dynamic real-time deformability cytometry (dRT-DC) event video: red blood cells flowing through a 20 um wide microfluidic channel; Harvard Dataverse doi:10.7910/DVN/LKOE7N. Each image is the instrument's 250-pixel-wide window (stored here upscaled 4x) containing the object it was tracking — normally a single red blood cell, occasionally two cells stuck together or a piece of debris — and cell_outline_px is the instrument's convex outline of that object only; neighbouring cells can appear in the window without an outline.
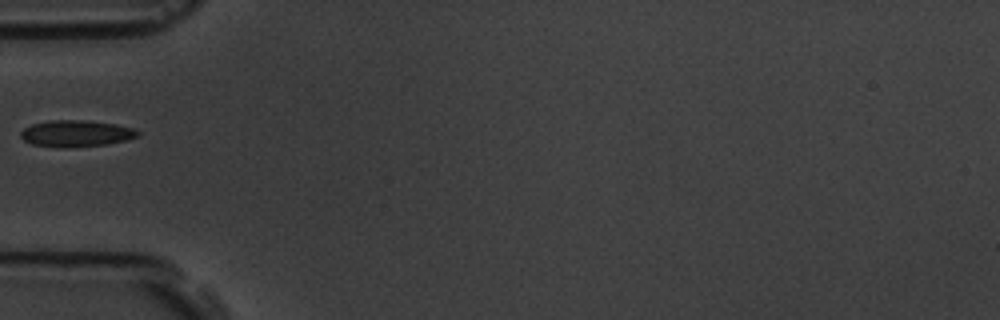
{"species": "common noctule bat (a hibernating species)", "species_latin": "Nyctalus noctula", "temperature_condition": "room temperature", "stored_images_in_passage": 34, "camera_frame_rate_fps": 3000, "um_per_image_px": 0.085, "animal": {"sex": "male", "body_mass_g": 19.5, "forearm_length_mm": 54.6}, "frame": {"image": 1, "passage_image": 1, "time_ms": 0.0, "image_size_px": [1000, 320], "cell_outline_px": [[140, 132], [136, 136], [124, 140], [108, 144], [68, 148], [32, 144], [24, 140], [20, 136], [20, 132], [24, 128], [32, 124], [52, 120], [84, 120], [116, 124], [132, 128]], "centroid_in_image_um": [6.44, 11.34], "position_along_channel_um": 78.6, "area_um2": 17.92}}
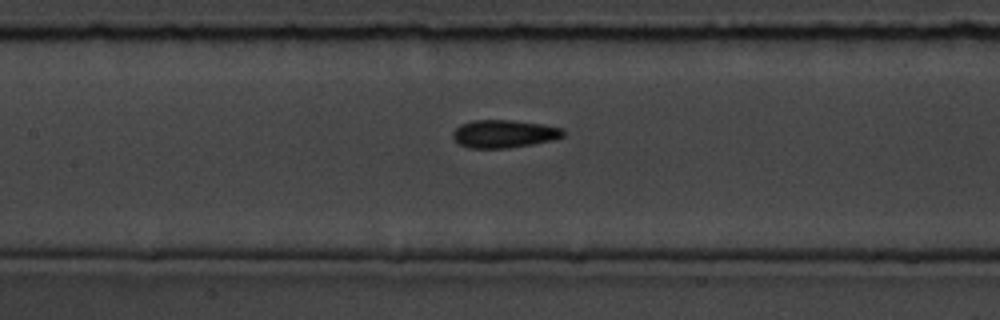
{"frame": {"image": 2, "passage_image": 8, "time_ms": 2.333, "image_size_px": [1000, 320], "cell_outline_px": [[564, 136], [552, 140], [532, 144], [508, 148], [468, 148], [460, 144], [452, 136], [452, 132], [460, 124], [472, 120], [512, 120], [544, 124], [564, 128]], "centroid_in_image_um": [42.85, 11.36], "position_along_channel_um": 164.6, "area_um2": 18.03}}
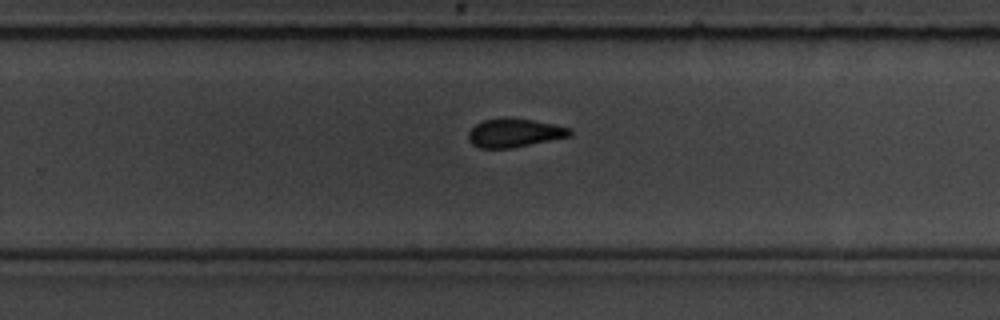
{"frame": {"image": 3, "passage_image": 18, "time_ms": 5.667, "image_size_px": [1000, 320], "cell_outline_px": [[572, 136], [512, 148], [480, 148], [472, 144], [468, 140], [468, 132], [476, 124], [484, 120], [504, 116], [532, 120], [572, 128]], "centroid_in_image_um": [43.72, 11.29], "position_along_channel_um": 286.1, "area_um2": 17.11}}